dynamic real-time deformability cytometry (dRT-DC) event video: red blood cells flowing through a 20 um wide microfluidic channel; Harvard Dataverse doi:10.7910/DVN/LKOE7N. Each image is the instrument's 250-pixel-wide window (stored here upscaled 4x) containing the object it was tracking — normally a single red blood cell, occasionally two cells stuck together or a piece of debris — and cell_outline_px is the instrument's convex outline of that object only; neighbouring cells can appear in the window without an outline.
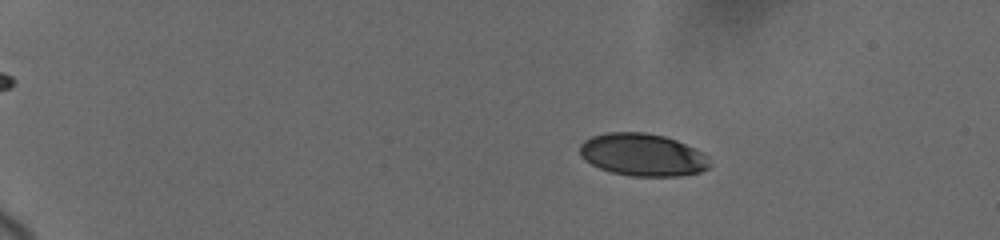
{"species": "human", "species_latin": "Homo sapiens", "temperature_condition": "cold", "stored_images_in_passage": 38, "camera_frame_rate_fps": 3000, "um_per_image_px": 0.085, "donor": {"sex": "female"}, "frame": {"image": 1, "passage_image": 10, "time_ms": 3.667, "image_size_px": [1000, 240], "cell_outline_px": [[712, 164], [708, 168], [700, 172], [680, 176], [632, 176], [612, 172], [600, 168], [584, 160], [580, 156], [580, 144], [584, 140], [592, 136], [608, 132], [644, 132], [664, 136], [676, 140], [704, 152], [708, 156]], "centroid_in_image_um": [54.65, 13.16], "position_along_channel_um": 30.4, "area_um2": 32.37}}
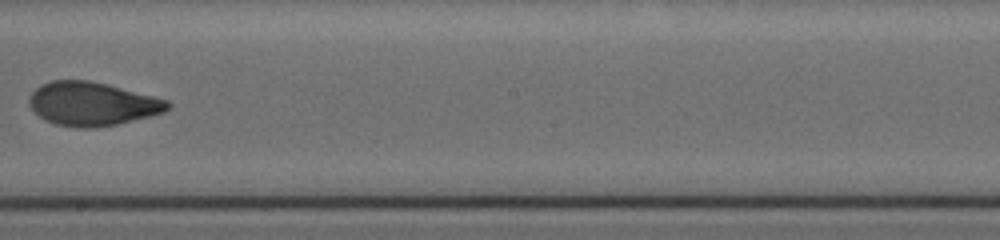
{"frame": {"image": 2, "passage_image": 25, "time_ms": 12.333, "image_size_px": [1000, 240], "cell_outline_px": [[172, 104], [164, 112], [116, 124], [88, 128], [80, 128], [56, 124], [44, 120], [32, 108], [28, 100], [32, 92], [40, 84], [52, 80], [88, 80], [108, 84], [168, 100]], "centroid_in_image_um": [7.82, 8.81], "position_along_channel_um": 240.4, "area_um2": 34.91}}
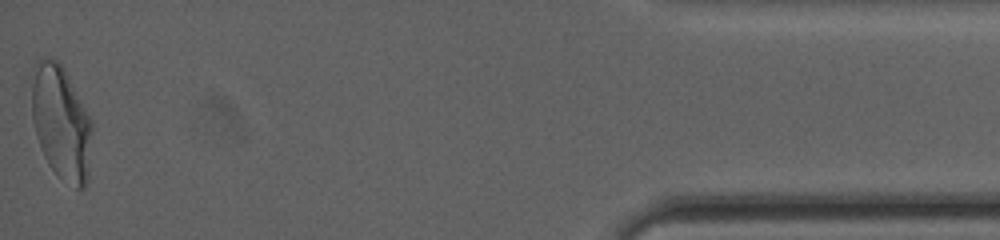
{"frame": {"image": 3, "passage_image": 38, "time_ms": 19.333, "image_size_px": [1000, 240], "cell_outline_px": [[92, 128], [88, 180], [84, 188], [76, 188], [56, 172], [48, 164], [44, 156], [36, 136], [32, 120], [32, 68], [36, 60], [40, 56], [44, 56], [56, 60], [64, 68], [92, 120]], "centroid_in_image_um": [5.18, 10.36], "position_along_channel_um": 430.0, "area_um2": 40.23}, "authors_computed_cell_mechanics": {"area_um2": 34.4199, "velocity_mm_per_s": 3.6872, "shape_relaxation_time_tau1_ms": 5.1076, "shape_relaxation_time_tau2_ms": 1.443, "deformation_change_tau1": 0.1877, "deformation_change_tau2": 0.0556}}